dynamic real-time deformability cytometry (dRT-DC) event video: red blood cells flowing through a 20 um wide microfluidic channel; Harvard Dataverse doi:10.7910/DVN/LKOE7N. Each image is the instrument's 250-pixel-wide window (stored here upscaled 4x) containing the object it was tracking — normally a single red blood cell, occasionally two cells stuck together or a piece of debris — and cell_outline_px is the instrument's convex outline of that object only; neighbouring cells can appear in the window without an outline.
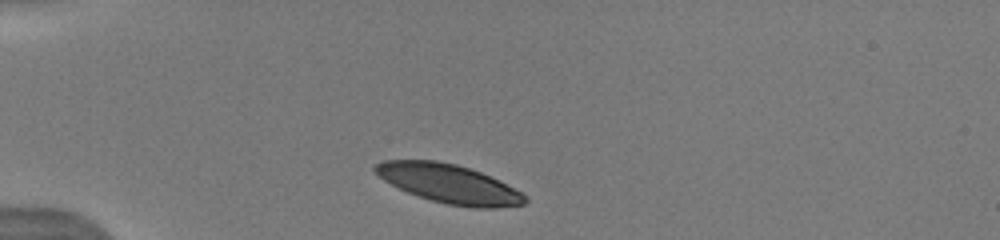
{"species": "human", "species_latin": "Homo sapiens", "temperature_condition": "warm", "stored_images_in_passage": 2, "camera_frame_rate_fps": 3000, "um_per_image_px": 0.085, "donor": {"sex": "male"}, "frame": {"image": 1, "passage_image": 1, "time_ms": 0.0, "image_size_px": [1000, 240], "cell_outline_px": [[528, 200], [524, 204], [496, 208], [476, 208], [448, 204], [432, 200], [408, 192], [384, 180], [372, 168], [372, 164], [384, 160], [436, 160], [456, 164], [480, 172], [520, 192]], "centroid_in_image_um": [38.12, 15.6], "position_along_channel_um": 46.9, "area_um2": 33.29}}